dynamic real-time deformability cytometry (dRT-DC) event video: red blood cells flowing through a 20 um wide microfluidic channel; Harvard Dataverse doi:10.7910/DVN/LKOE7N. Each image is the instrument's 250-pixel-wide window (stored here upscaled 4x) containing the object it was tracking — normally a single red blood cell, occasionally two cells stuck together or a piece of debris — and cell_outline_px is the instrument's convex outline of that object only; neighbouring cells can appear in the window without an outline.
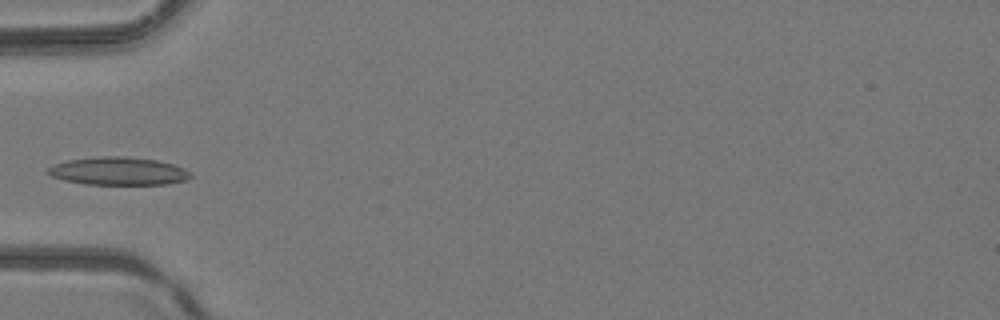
{"species": "common noctule bat (a hibernating species)", "species_latin": "Nyctalus noctula", "temperature_condition": "room temperature", "stored_images_in_passage": 4, "camera_frame_rate_fps": 3000, "um_per_image_px": 0.085, "animal": {"sex": "female", "body_mass_g": 24.6, "forearm_length_mm": 56.2}, "frame": {"image": 1, "passage_image": 4, "time_ms": 1.0, "image_size_px": [1000, 320], "cell_outline_px": [[192, 176], [188, 180], [164, 184], [84, 184], [64, 180], [52, 176], [44, 172], [48, 168], [56, 164], [68, 160], [100, 156], [128, 156], [156, 160], [172, 164], [184, 168]], "centroid_in_image_um": [10.05, 14.54], "position_along_channel_um": 75.0, "area_um2": 23.18}}